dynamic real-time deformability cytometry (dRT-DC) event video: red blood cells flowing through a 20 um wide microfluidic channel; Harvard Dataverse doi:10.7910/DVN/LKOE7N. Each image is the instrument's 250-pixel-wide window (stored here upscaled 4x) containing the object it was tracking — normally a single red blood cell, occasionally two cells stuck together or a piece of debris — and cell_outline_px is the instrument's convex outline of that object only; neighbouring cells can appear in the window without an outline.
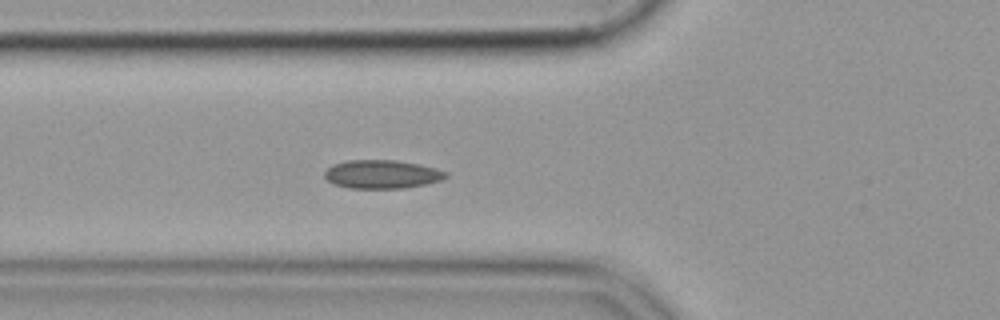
{"species": "common noctule bat (a hibernating species)", "species_latin": "Nyctalus noctula", "temperature_condition": "cold", "stored_images_in_passage": 37, "camera_frame_rate_fps": 3000, "um_per_image_px": 0.085, "animal": {"sex": "female", "body_mass_g": 19.9}, "frame": {"image": 1, "passage_image": 11, "time_ms": 3.333, "image_size_px": [1000, 320], "cell_outline_px": [[448, 176], [440, 180], [424, 184], [404, 188], [348, 188], [332, 184], [324, 176], [324, 172], [332, 164], [348, 160], [396, 160], [420, 164], [448, 172]], "centroid_in_image_um": [32.44, 14.81], "position_along_channel_um": 93.4, "area_um2": 20.17}}